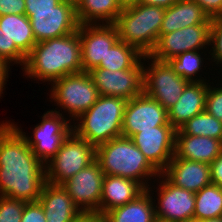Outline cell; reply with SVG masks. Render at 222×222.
<instances>
[{
    "instance_id": "1",
    "label": "cell",
    "mask_w": 222,
    "mask_h": 222,
    "mask_svg": "<svg viewBox=\"0 0 222 222\" xmlns=\"http://www.w3.org/2000/svg\"><path fill=\"white\" fill-rule=\"evenodd\" d=\"M46 182L45 164L12 124H0V196L37 202Z\"/></svg>"
},
{
    "instance_id": "2",
    "label": "cell",
    "mask_w": 222,
    "mask_h": 222,
    "mask_svg": "<svg viewBox=\"0 0 222 222\" xmlns=\"http://www.w3.org/2000/svg\"><path fill=\"white\" fill-rule=\"evenodd\" d=\"M24 73L41 81H53L83 72L78 30L63 37L37 42L26 57Z\"/></svg>"
},
{
    "instance_id": "3",
    "label": "cell",
    "mask_w": 222,
    "mask_h": 222,
    "mask_svg": "<svg viewBox=\"0 0 222 222\" xmlns=\"http://www.w3.org/2000/svg\"><path fill=\"white\" fill-rule=\"evenodd\" d=\"M95 160L100 164L104 175L135 180L144 189L151 188L146 182L148 178L152 176L156 178L160 174L148 162L131 138L124 136L111 139L96 147Z\"/></svg>"
},
{
    "instance_id": "4",
    "label": "cell",
    "mask_w": 222,
    "mask_h": 222,
    "mask_svg": "<svg viewBox=\"0 0 222 222\" xmlns=\"http://www.w3.org/2000/svg\"><path fill=\"white\" fill-rule=\"evenodd\" d=\"M164 13L165 8L160 6L138 2L125 5L113 23L119 40L149 55L159 39Z\"/></svg>"
},
{
    "instance_id": "5",
    "label": "cell",
    "mask_w": 222,
    "mask_h": 222,
    "mask_svg": "<svg viewBox=\"0 0 222 222\" xmlns=\"http://www.w3.org/2000/svg\"><path fill=\"white\" fill-rule=\"evenodd\" d=\"M128 100L99 95L97 101L72 125V131L95 148L122 136V122Z\"/></svg>"
},
{
    "instance_id": "6",
    "label": "cell",
    "mask_w": 222,
    "mask_h": 222,
    "mask_svg": "<svg viewBox=\"0 0 222 222\" xmlns=\"http://www.w3.org/2000/svg\"><path fill=\"white\" fill-rule=\"evenodd\" d=\"M96 158V148L73 131L65 138L56 155L45 164L46 182L62 185Z\"/></svg>"
},
{
    "instance_id": "7",
    "label": "cell",
    "mask_w": 222,
    "mask_h": 222,
    "mask_svg": "<svg viewBox=\"0 0 222 222\" xmlns=\"http://www.w3.org/2000/svg\"><path fill=\"white\" fill-rule=\"evenodd\" d=\"M51 98L67 111L73 121L98 99L99 92L89 72L68 74L51 83Z\"/></svg>"
},
{
    "instance_id": "8",
    "label": "cell",
    "mask_w": 222,
    "mask_h": 222,
    "mask_svg": "<svg viewBox=\"0 0 222 222\" xmlns=\"http://www.w3.org/2000/svg\"><path fill=\"white\" fill-rule=\"evenodd\" d=\"M149 59L151 65L143 68V92L168 111L179 100L189 81L174 72L167 62L143 55V60L149 62Z\"/></svg>"
},
{
    "instance_id": "9",
    "label": "cell",
    "mask_w": 222,
    "mask_h": 222,
    "mask_svg": "<svg viewBox=\"0 0 222 222\" xmlns=\"http://www.w3.org/2000/svg\"><path fill=\"white\" fill-rule=\"evenodd\" d=\"M56 110L44 113L39 125H35L32 139L12 123L26 138L28 146L44 164L57 153L65 138L72 132L71 122Z\"/></svg>"
},
{
    "instance_id": "10",
    "label": "cell",
    "mask_w": 222,
    "mask_h": 222,
    "mask_svg": "<svg viewBox=\"0 0 222 222\" xmlns=\"http://www.w3.org/2000/svg\"><path fill=\"white\" fill-rule=\"evenodd\" d=\"M104 176L95 160L62 184L83 214L100 215Z\"/></svg>"
},
{
    "instance_id": "11",
    "label": "cell",
    "mask_w": 222,
    "mask_h": 222,
    "mask_svg": "<svg viewBox=\"0 0 222 222\" xmlns=\"http://www.w3.org/2000/svg\"><path fill=\"white\" fill-rule=\"evenodd\" d=\"M141 61L131 69L111 71L96 67L89 71L99 95L130 100L143 93L144 63Z\"/></svg>"
},
{
    "instance_id": "12",
    "label": "cell",
    "mask_w": 222,
    "mask_h": 222,
    "mask_svg": "<svg viewBox=\"0 0 222 222\" xmlns=\"http://www.w3.org/2000/svg\"><path fill=\"white\" fill-rule=\"evenodd\" d=\"M211 24H197L159 35L153 51L149 54L154 60L166 62L187 51L203 50L210 45Z\"/></svg>"
},
{
    "instance_id": "13",
    "label": "cell",
    "mask_w": 222,
    "mask_h": 222,
    "mask_svg": "<svg viewBox=\"0 0 222 222\" xmlns=\"http://www.w3.org/2000/svg\"><path fill=\"white\" fill-rule=\"evenodd\" d=\"M25 15L31 22L36 43L74 33L79 26L75 6L65 0L53 11L25 12Z\"/></svg>"
},
{
    "instance_id": "14",
    "label": "cell",
    "mask_w": 222,
    "mask_h": 222,
    "mask_svg": "<svg viewBox=\"0 0 222 222\" xmlns=\"http://www.w3.org/2000/svg\"><path fill=\"white\" fill-rule=\"evenodd\" d=\"M172 126L168 111L144 92L127 101L122 122V136L131 138L141 130Z\"/></svg>"
},
{
    "instance_id": "15",
    "label": "cell",
    "mask_w": 222,
    "mask_h": 222,
    "mask_svg": "<svg viewBox=\"0 0 222 222\" xmlns=\"http://www.w3.org/2000/svg\"><path fill=\"white\" fill-rule=\"evenodd\" d=\"M176 129L173 126H156L141 130L131 140L144 154L148 162L162 173L175 153Z\"/></svg>"
},
{
    "instance_id": "16",
    "label": "cell",
    "mask_w": 222,
    "mask_h": 222,
    "mask_svg": "<svg viewBox=\"0 0 222 222\" xmlns=\"http://www.w3.org/2000/svg\"><path fill=\"white\" fill-rule=\"evenodd\" d=\"M158 187L157 222H193L195 193L175 186L167 178Z\"/></svg>"
},
{
    "instance_id": "17",
    "label": "cell",
    "mask_w": 222,
    "mask_h": 222,
    "mask_svg": "<svg viewBox=\"0 0 222 222\" xmlns=\"http://www.w3.org/2000/svg\"><path fill=\"white\" fill-rule=\"evenodd\" d=\"M82 67L89 72L98 67L108 50L119 40L113 24H81L78 26Z\"/></svg>"
},
{
    "instance_id": "18",
    "label": "cell",
    "mask_w": 222,
    "mask_h": 222,
    "mask_svg": "<svg viewBox=\"0 0 222 222\" xmlns=\"http://www.w3.org/2000/svg\"><path fill=\"white\" fill-rule=\"evenodd\" d=\"M165 177L175 186L194 193L212 183L210 164L177 158L175 155L159 174L162 180Z\"/></svg>"
},
{
    "instance_id": "19",
    "label": "cell",
    "mask_w": 222,
    "mask_h": 222,
    "mask_svg": "<svg viewBox=\"0 0 222 222\" xmlns=\"http://www.w3.org/2000/svg\"><path fill=\"white\" fill-rule=\"evenodd\" d=\"M38 202L46 222H75L83 215L62 185L45 182Z\"/></svg>"
},
{
    "instance_id": "20",
    "label": "cell",
    "mask_w": 222,
    "mask_h": 222,
    "mask_svg": "<svg viewBox=\"0 0 222 222\" xmlns=\"http://www.w3.org/2000/svg\"><path fill=\"white\" fill-rule=\"evenodd\" d=\"M207 82H189L179 100L168 110L169 123L178 130L188 120L205 111Z\"/></svg>"
},
{
    "instance_id": "21",
    "label": "cell",
    "mask_w": 222,
    "mask_h": 222,
    "mask_svg": "<svg viewBox=\"0 0 222 222\" xmlns=\"http://www.w3.org/2000/svg\"><path fill=\"white\" fill-rule=\"evenodd\" d=\"M145 189L135 180L120 176L105 175L100 200V216L108 211L127 204Z\"/></svg>"
},
{
    "instance_id": "22",
    "label": "cell",
    "mask_w": 222,
    "mask_h": 222,
    "mask_svg": "<svg viewBox=\"0 0 222 222\" xmlns=\"http://www.w3.org/2000/svg\"><path fill=\"white\" fill-rule=\"evenodd\" d=\"M197 24H212V19L194 0H178L165 9L160 35Z\"/></svg>"
},
{
    "instance_id": "23",
    "label": "cell",
    "mask_w": 222,
    "mask_h": 222,
    "mask_svg": "<svg viewBox=\"0 0 222 222\" xmlns=\"http://www.w3.org/2000/svg\"><path fill=\"white\" fill-rule=\"evenodd\" d=\"M222 154V141L205 136L175 135L177 158L211 164Z\"/></svg>"
},
{
    "instance_id": "24",
    "label": "cell",
    "mask_w": 222,
    "mask_h": 222,
    "mask_svg": "<svg viewBox=\"0 0 222 222\" xmlns=\"http://www.w3.org/2000/svg\"><path fill=\"white\" fill-rule=\"evenodd\" d=\"M150 191L149 188L145 189L131 202L105 213L104 222H157L155 202Z\"/></svg>"
},
{
    "instance_id": "25",
    "label": "cell",
    "mask_w": 222,
    "mask_h": 222,
    "mask_svg": "<svg viewBox=\"0 0 222 222\" xmlns=\"http://www.w3.org/2000/svg\"><path fill=\"white\" fill-rule=\"evenodd\" d=\"M123 7L119 0H81L75 7L76 17L79 25L113 24Z\"/></svg>"
},
{
    "instance_id": "26",
    "label": "cell",
    "mask_w": 222,
    "mask_h": 222,
    "mask_svg": "<svg viewBox=\"0 0 222 222\" xmlns=\"http://www.w3.org/2000/svg\"><path fill=\"white\" fill-rule=\"evenodd\" d=\"M0 29L3 35L27 56L36 45L31 22L23 15L7 14L0 16Z\"/></svg>"
},
{
    "instance_id": "27",
    "label": "cell",
    "mask_w": 222,
    "mask_h": 222,
    "mask_svg": "<svg viewBox=\"0 0 222 222\" xmlns=\"http://www.w3.org/2000/svg\"><path fill=\"white\" fill-rule=\"evenodd\" d=\"M222 216V187L214 184L195 193L193 222Z\"/></svg>"
},
{
    "instance_id": "28",
    "label": "cell",
    "mask_w": 222,
    "mask_h": 222,
    "mask_svg": "<svg viewBox=\"0 0 222 222\" xmlns=\"http://www.w3.org/2000/svg\"><path fill=\"white\" fill-rule=\"evenodd\" d=\"M141 54L135 47L118 40L107 52L104 60H101L98 68L111 71L133 68L141 59Z\"/></svg>"
},
{
    "instance_id": "29",
    "label": "cell",
    "mask_w": 222,
    "mask_h": 222,
    "mask_svg": "<svg viewBox=\"0 0 222 222\" xmlns=\"http://www.w3.org/2000/svg\"><path fill=\"white\" fill-rule=\"evenodd\" d=\"M176 135L205 136L222 141V122L203 111L176 130Z\"/></svg>"
},
{
    "instance_id": "30",
    "label": "cell",
    "mask_w": 222,
    "mask_h": 222,
    "mask_svg": "<svg viewBox=\"0 0 222 222\" xmlns=\"http://www.w3.org/2000/svg\"><path fill=\"white\" fill-rule=\"evenodd\" d=\"M200 50L197 51H187L182 54L177 55L176 57L170 58L166 62L169 66L180 75L182 78H185L189 82H205L207 81L199 79L196 74L200 72L201 66L203 65V57L199 53ZM196 76L197 78L195 79Z\"/></svg>"
},
{
    "instance_id": "31",
    "label": "cell",
    "mask_w": 222,
    "mask_h": 222,
    "mask_svg": "<svg viewBox=\"0 0 222 222\" xmlns=\"http://www.w3.org/2000/svg\"><path fill=\"white\" fill-rule=\"evenodd\" d=\"M27 202L0 196V222H21Z\"/></svg>"
},
{
    "instance_id": "32",
    "label": "cell",
    "mask_w": 222,
    "mask_h": 222,
    "mask_svg": "<svg viewBox=\"0 0 222 222\" xmlns=\"http://www.w3.org/2000/svg\"><path fill=\"white\" fill-rule=\"evenodd\" d=\"M26 55L15 45L11 43L0 29V58L3 59L8 65L10 63H17L20 66L25 65Z\"/></svg>"
},
{
    "instance_id": "33",
    "label": "cell",
    "mask_w": 222,
    "mask_h": 222,
    "mask_svg": "<svg viewBox=\"0 0 222 222\" xmlns=\"http://www.w3.org/2000/svg\"><path fill=\"white\" fill-rule=\"evenodd\" d=\"M210 44L212 61L222 64V16L212 18Z\"/></svg>"
},
{
    "instance_id": "34",
    "label": "cell",
    "mask_w": 222,
    "mask_h": 222,
    "mask_svg": "<svg viewBox=\"0 0 222 222\" xmlns=\"http://www.w3.org/2000/svg\"><path fill=\"white\" fill-rule=\"evenodd\" d=\"M213 88V89H212ZM205 111L222 122V87L208 85Z\"/></svg>"
},
{
    "instance_id": "35",
    "label": "cell",
    "mask_w": 222,
    "mask_h": 222,
    "mask_svg": "<svg viewBox=\"0 0 222 222\" xmlns=\"http://www.w3.org/2000/svg\"><path fill=\"white\" fill-rule=\"evenodd\" d=\"M21 222H46L44 209L38 201L25 204Z\"/></svg>"
},
{
    "instance_id": "36",
    "label": "cell",
    "mask_w": 222,
    "mask_h": 222,
    "mask_svg": "<svg viewBox=\"0 0 222 222\" xmlns=\"http://www.w3.org/2000/svg\"><path fill=\"white\" fill-rule=\"evenodd\" d=\"M62 0H25V12L53 11Z\"/></svg>"
},
{
    "instance_id": "37",
    "label": "cell",
    "mask_w": 222,
    "mask_h": 222,
    "mask_svg": "<svg viewBox=\"0 0 222 222\" xmlns=\"http://www.w3.org/2000/svg\"><path fill=\"white\" fill-rule=\"evenodd\" d=\"M25 14V0H0V16Z\"/></svg>"
},
{
    "instance_id": "38",
    "label": "cell",
    "mask_w": 222,
    "mask_h": 222,
    "mask_svg": "<svg viewBox=\"0 0 222 222\" xmlns=\"http://www.w3.org/2000/svg\"><path fill=\"white\" fill-rule=\"evenodd\" d=\"M209 18L222 16V0H194Z\"/></svg>"
},
{
    "instance_id": "39",
    "label": "cell",
    "mask_w": 222,
    "mask_h": 222,
    "mask_svg": "<svg viewBox=\"0 0 222 222\" xmlns=\"http://www.w3.org/2000/svg\"><path fill=\"white\" fill-rule=\"evenodd\" d=\"M210 169L212 184L222 187V154L210 164Z\"/></svg>"
},
{
    "instance_id": "40",
    "label": "cell",
    "mask_w": 222,
    "mask_h": 222,
    "mask_svg": "<svg viewBox=\"0 0 222 222\" xmlns=\"http://www.w3.org/2000/svg\"><path fill=\"white\" fill-rule=\"evenodd\" d=\"M9 68L10 66L3 59L0 58V96L5 89L3 87L5 86V82L8 79Z\"/></svg>"
},
{
    "instance_id": "41",
    "label": "cell",
    "mask_w": 222,
    "mask_h": 222,
    "mask_svg": "<svg viewBox=\"0 0 222 222\" xmlns=\"http://www.w3.org/2000/svg\"><path fill=\"white\" fill-rule=\"evenodd\" d=\"M178 0H138V3H142L150 6H160L163 8H169Z\"/></svg>"
},
{
    "instance_id": "42",
    "label": "cell",
    "mask_w": 222,
    "mask_h": 222,
    "mask_svg": "<svg viewBox=\"0 0 222 222\" xmlns=\"http://www.w3.org/2000/svg\"><path fill=\"white\" fill-rule=\"evenodd\" d=\"M75 222H104V219L98 214H83Z\"/></svg>"
},
{
    "instance_id": "43",
    "label": "cell",
    "mask_w": 222,
    "mask_h": 222,
    "mask_svg": "<svg viewBox=\"0 0 222 222\" xmlns=\"http://www.w3.org/2000/svg\"><path fill=\"white\" fill-rule=\"evenodd\" d=\"M196 222H222V216L217 217V218L204 219V220L196 221Z\"/></svg>"
},
{
    "instance_id": "44",
    "label": "cell",
    "mask_w": 222,
    "mask_h": 222,
    "mask_svg": "<svg viewBox=\"0 0 222 222\" xmlns=\"http://www.w3.org/2000/svg\"><path fill=\"white\" fill-rule=\"evenodd\" d=\"M123 6L138 2V0H119Z\"/></svg>"
},
{
    "instance_id": "45",
    "label": "cell",
    "mask_w": 222,
    "mask_h": 222,
    "mask_svg": "<svg viewBox=\"0 0 222 222\" xmlns=\"http://www.w3.org/2000/svg\"><path fill=\"white\" fill-rule=\"evenodd\" d=\"M65 1L73 4L76 7L81 0H65Z\"/></svg>"
}]
</instances>
